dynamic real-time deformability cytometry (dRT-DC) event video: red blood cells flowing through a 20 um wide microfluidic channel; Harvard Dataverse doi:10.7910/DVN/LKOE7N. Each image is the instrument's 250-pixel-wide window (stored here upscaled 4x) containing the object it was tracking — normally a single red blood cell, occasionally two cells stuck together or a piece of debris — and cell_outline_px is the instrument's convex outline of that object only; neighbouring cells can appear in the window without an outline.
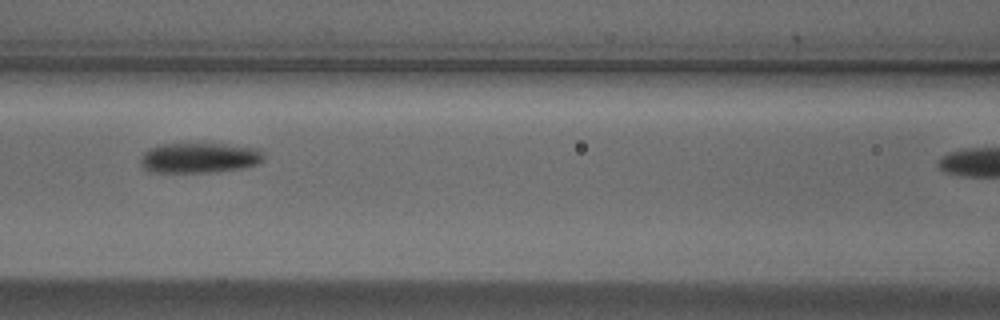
{"species": "Egyptian fruit bat (a non-hibernating species)", "species_latin": "Rousettus aegyptiacus", "temperature_condition": "cold", "stored_images_in_passage": 8, "segment_of_instrument_passage": [2, 2], "camera_frame_rate_fps": 3000, "um_per_image_px": 0.085, "animal": {"sex": "male"}, "frame": {"image": 1, "passage_image": 8, "time_ms": 2.333, "image_size_px": [1000, 320], "cell_outline_px": [[900, 280], [840, 280], [760, 276], [768, 268], [876, 268], [900, 276]], "centroid_in_image_um": [70.74, 23.27], "position_along_channel_um": 95.9, "area_um2": 10.06}}